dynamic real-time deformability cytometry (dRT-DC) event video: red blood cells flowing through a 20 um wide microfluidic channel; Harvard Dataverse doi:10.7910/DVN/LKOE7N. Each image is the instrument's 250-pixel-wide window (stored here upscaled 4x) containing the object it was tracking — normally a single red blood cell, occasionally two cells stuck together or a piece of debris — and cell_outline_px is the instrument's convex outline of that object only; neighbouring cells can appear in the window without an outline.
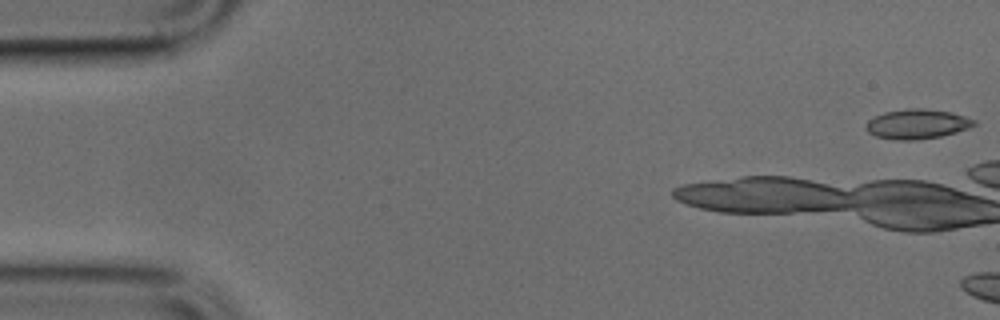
{"species": "common noctule bat (a hibernating species)", "species_latin": "Nyctalus noctula", "temperature_condition": "cold", "stored_images_in_passage": 6, "camera_frame_rate_fps": 3000, "um_per_image_px": 0.085, "animal": {"sex": "male", "body_mass_g": 17.9, "forearm_length_mm": 54.2}, "frame": {"image": 1, "passage_image": 1, "time_ms": 0.0, "image_size_px": [1000, 320], "cell_outline_px": [[976, 124], [968, 128], [956, 132], [940, 136], [912, 140], [896, 140], [876, 136], [868, 132], [864, 128], [868, 120], [884, 112], [904, 108], [924, 108], [952, 112], [976, 120]], "centroid_in_image_um": [77.94, 10.53], "position_along_channel_um": 7.1, "area_um2": 18.73}}